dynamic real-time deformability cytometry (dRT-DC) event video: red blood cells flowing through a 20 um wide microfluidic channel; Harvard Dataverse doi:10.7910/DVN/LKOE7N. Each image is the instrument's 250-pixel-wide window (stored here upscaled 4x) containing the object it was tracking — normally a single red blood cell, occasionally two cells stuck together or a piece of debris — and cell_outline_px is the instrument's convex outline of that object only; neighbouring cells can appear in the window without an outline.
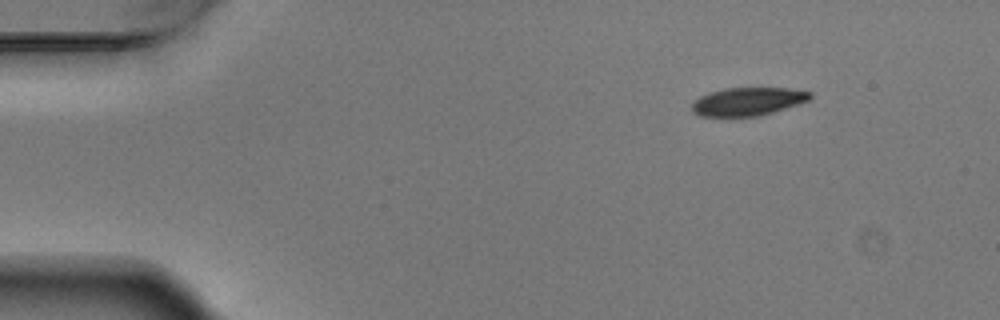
{"species": "Egyptian fruit bat (a non-hibernating species)", "species_latin": "Rousettus aegyptiacus", "temperature_condition": "warm", "stored_images_in_passage": 6, "camera_frame_rate_fps": 3000, "um_per_image_px": 0.085, "animal": {"sex": "male"}, "frame": {"image": 1, "passage_image": 1, "time_ms": 0.0, "image_size_px": [1000, 320], "cell_outline_px": [[812, 96], [808, 100], [760, 116], [700, 116], [692, 112], [692, 104], [700, 96], [712, 92], [728, 88], [788, 88], [812, 92]], "centroid_in_image_um": [63.56, 8.63], "position_along_channel_um": 21.4, "area_um2": 19.07}}
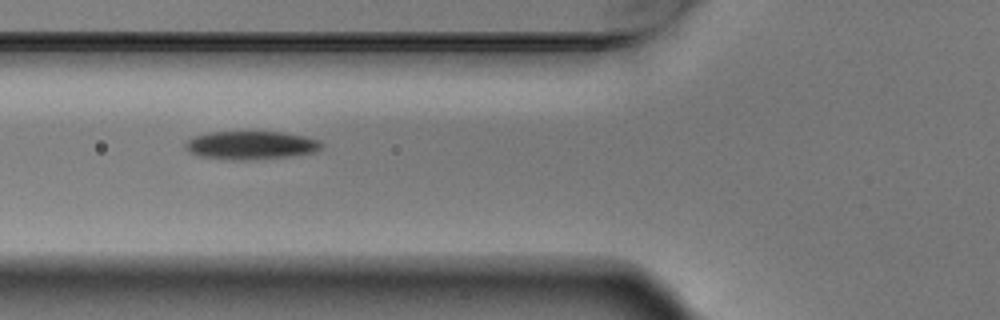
{"frame": {"image": 2, "passage_image": 5, "time_ms": 1.333, "image_size_px": [1000, 320], "cell_outline_px": [[324, 144], [320, 148], [312, 152], [288, 156], [200, 156], [184, 148], [184, 144], [192, 136], [208, 132], [284, 132], [304, 136], [320, 140]], "centroid_in_image_um": [21.35, 12.26], "position_along_channel_um": 104.4, "area_um2": 20.87}}
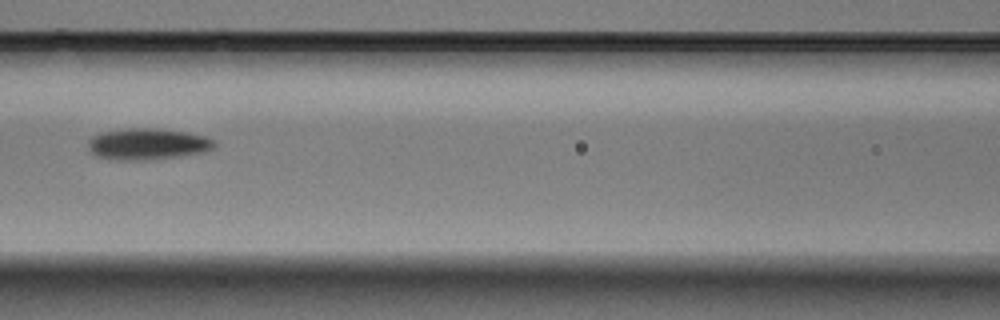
{"frame": {"image": 3, "passage_image": 6, "time_ms": 1.667, "image_size_px": [1000, 320], "cell_outline_px": [[216, 144], [212, 148], [204, 152], [176, 156], [144, 160], [108, 160], [96, 156], [88, 148], [88, 140], [92, 136], [104, 132], [132, 128], [152, 128], [184, 132], [204, 136], [216, 140]], "centroid_in_image_um": [12.51, 12.25], "position_along_channel_um": 154.1, "area_um2": 22.89}}